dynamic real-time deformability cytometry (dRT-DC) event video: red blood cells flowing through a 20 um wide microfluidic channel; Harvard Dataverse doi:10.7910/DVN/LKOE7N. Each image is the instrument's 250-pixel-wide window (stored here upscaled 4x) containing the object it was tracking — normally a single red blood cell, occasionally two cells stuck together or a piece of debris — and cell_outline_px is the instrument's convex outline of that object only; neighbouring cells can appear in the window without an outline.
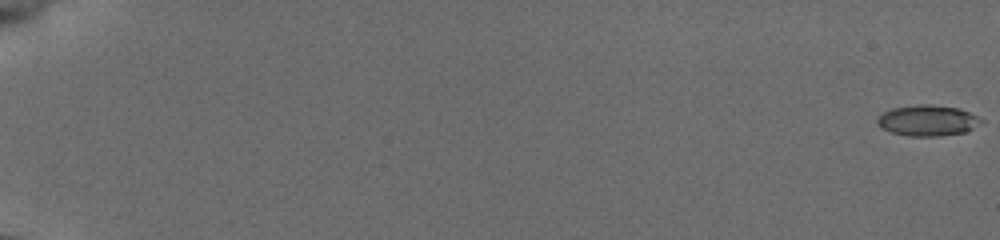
{"species": "common noctule bat (a hibernating species)", "species_latin": "Nyctalus noctula", "temperature_condition": "cold", "stored_images_in_passage": 56, "camera_frame_rate_fps": 3000, "um_per_image_px": 0.085, "animal": {"sex": "female", "body_mass_g": 19.5, "forearm_length_mm": 54.1}, "frame": {"image": 1, "passage_image": 1, "time_ms": 0.0, "image_size_px": [1000, 240], "cell_outline_px": [[984, 120], [972, 128], [964, 132], [940, 136], [908, 136], [892, 132], [880, 128], [876, 124], [876, 120], [884, 112], [892, 108], [916, 104], [932, 104], [960, 108]], "centroid_in_image_um": [78.81, 10.23], "position_along_channel_um": 6.2, "area_um2": 18.67}}
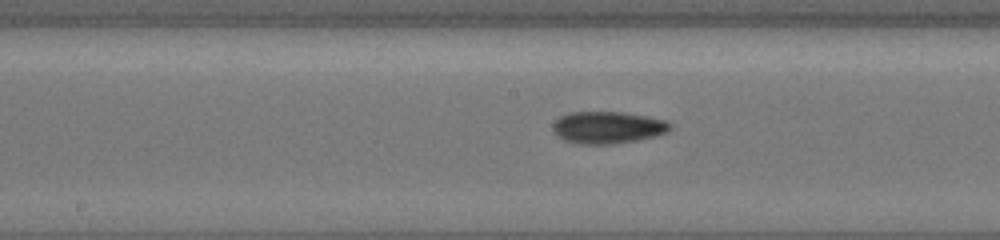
{"frame": {"image": 2, "passage_image": 32, "time_ms": 10.333, "image_size_px": [1000, 240], "cell_outline_px": [[672, 128], [668, 132], [656, 136], [612, 144], [580, 144], [564, 140], [556, 136], [552, 132], [552, 124], [560, 116], [568, 112], [620, 112], [668, 120], [672, 124]], "centroid_in_image_um": [51.63, 10.83], "position_along_channel_um": 196.6, "area_um2": 22.08}}
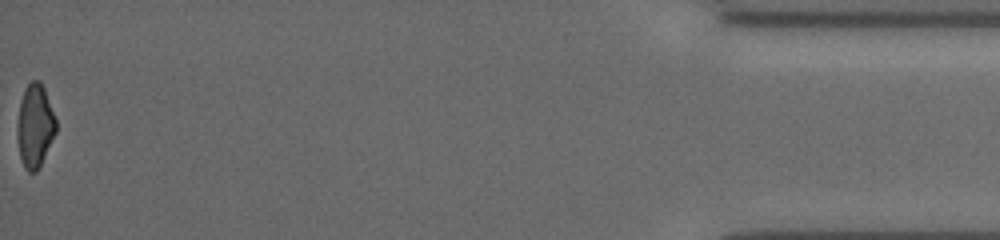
{"frame": {"image": 3, "passage_image": 56, "time_ms": 18.333, "image_size_px": [1000, 240], "cell_outline_px": [[56, 132], [36, 172], [28, 172], [24, 168], [20, 156], [16, 136], [16, 128], [20, 100], [24, 88], [32, 80], [40, 80], [44, 88], [56, 120]], "centroid_in_image_um": [2.94, 10.67], "position_along_channel_um": 432.3, "area_um2": 18.79}, "authors_computed_cell_mechanics": {"area_um2": 19.6809, "velocity_mm_per_s": 3.9497, "shape_relaxation_time_tau1_ms": 4.7468, "shape_relaxation_time_tau2_ms": 3.7601, "deformation_change_tau1": 0.1325, "deformation_change_tau2": 0.0935}}